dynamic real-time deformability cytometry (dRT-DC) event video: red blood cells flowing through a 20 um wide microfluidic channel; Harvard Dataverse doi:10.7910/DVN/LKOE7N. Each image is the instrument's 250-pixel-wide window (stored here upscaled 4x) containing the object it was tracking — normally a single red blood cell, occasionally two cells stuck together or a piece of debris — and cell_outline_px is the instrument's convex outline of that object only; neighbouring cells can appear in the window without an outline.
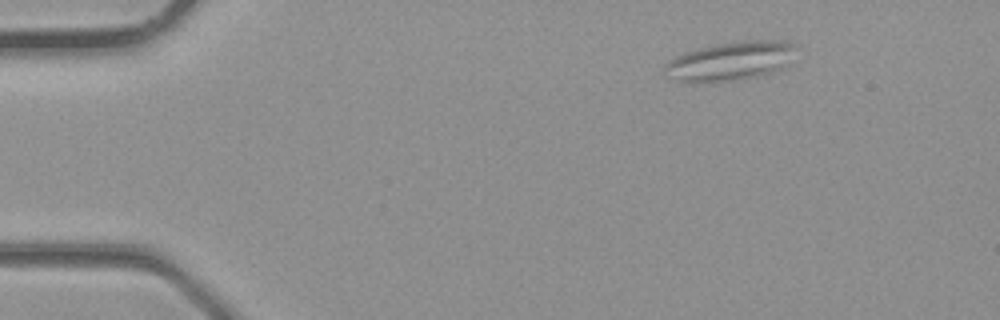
{"species": "common noctule bat (a hibernating species)", "species_latin": "Nyctalus noctula", "temperature_condition": "room temperature", "stored_images_in_passage": 3, "camera_frame_rate_fps": 3000, "um_per_image_px": 0.085, "animal": {"sex": "male", "body_mass_g": 23.1, "forearm_length_mm": 52.7}, "frame": {"image": 1, "passage_image": 1, "time_ms": 0.0, "image_size_px": [1000, 320], "cell_outline_px": [[792, 64], [784, 68], [772, 72], [756, 76], [736, 80], [676, 80], [664, 76], [664, 64], [668, 60], [684, 52], [716, 44], [740, 40], [784, 40], [792, 44]], "centroid_in_image_um": [62.09, 5.16], "position_along_channel_um": 22.9, "area_um2": 29.36}}